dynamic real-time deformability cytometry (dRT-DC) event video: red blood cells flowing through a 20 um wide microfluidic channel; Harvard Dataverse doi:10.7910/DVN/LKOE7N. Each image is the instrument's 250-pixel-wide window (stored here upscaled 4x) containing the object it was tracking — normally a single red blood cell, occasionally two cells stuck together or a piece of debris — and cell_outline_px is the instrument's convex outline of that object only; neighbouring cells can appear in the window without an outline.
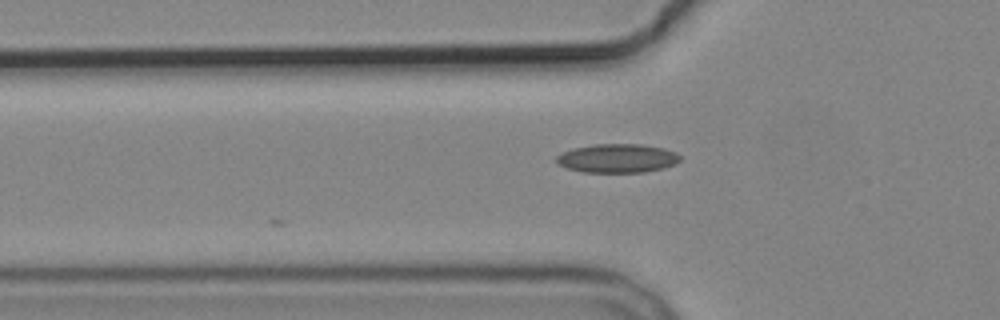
{"species": "common noctule bat (a hibernating species)", "species_latin": "Nyctalus noctula", "temperature_condition": "cold", "stored_images_in_passage": 5, "camera_frame_rate_fps": 3000, "um_per_image_px": 0.085, "animal": {"sex": "male", "body_mass_g": 19.2, "forearm_length_mm": 51.8}, "frame": {"image": 1, "passage_image": 2, "time_ms": 1.333, "image_size_px": [1000, 320], "cell_outline_px": [[680, 160], [676, 164], [664, 168], [644, 172], [584, 172], [568, 168], [556, 164], [556, 156], [572, 148], [596, 144], [640, 144], [664, 148], [676, 152], [680, 156]], "centroid_in_image_um": [52.49, 13.45], "position_along_channel_um": 73.3, "area_um2": 20.81}}
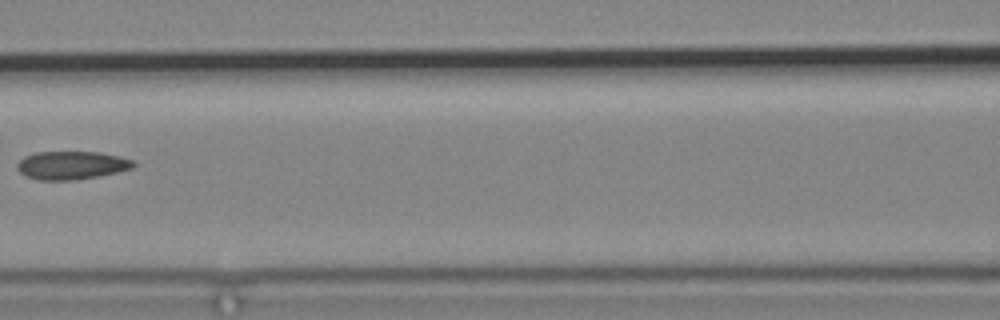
{"frame": {"image": 2, "passage_image": 4, "time_ms": 3.667, "image_size_px": [1000, 320], "cell_outline_px": [[136, 164], [132, 168], [116, 172], [96, 176], [72, 180], [40, 180], [24, 176], [16, 168], [16, 164], [24, 156], [36, 152], [100, 152], [120, 156], [132, 160]], "centroid_in_image_um": [6.04, 14.04], "position_along_channel_um": 160.6, "area_um2": 19.07}}
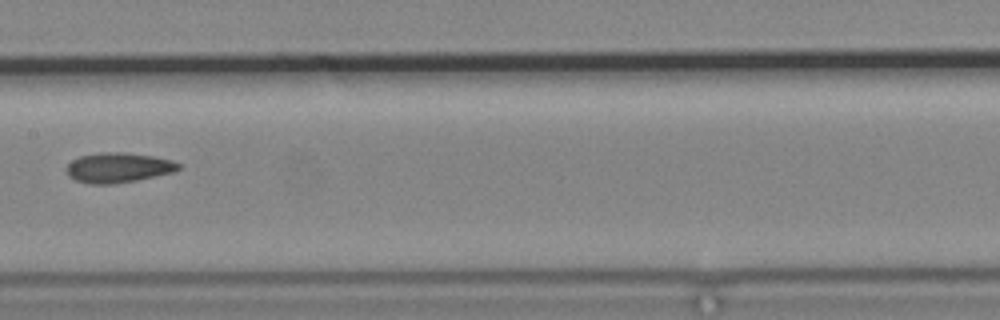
{"frame": {"image": 3, "passage_image": 5, "time_ms": 4.667, "image_size_px": [1000, 320], "cell_outline_px": [[180, 168], [172, 172], [136, 180], [112, 184], [92, 184], [76, 180], [68, 176], [64, 168], [72, 160], [80, 156], [100, 152], [124, 152], [152, 156], [172, 160], [180, 164]], "centroid_in_image_um": [10.0, 14.24], "position_along_channel_um": 197.4, "area_um2": 19.48}}